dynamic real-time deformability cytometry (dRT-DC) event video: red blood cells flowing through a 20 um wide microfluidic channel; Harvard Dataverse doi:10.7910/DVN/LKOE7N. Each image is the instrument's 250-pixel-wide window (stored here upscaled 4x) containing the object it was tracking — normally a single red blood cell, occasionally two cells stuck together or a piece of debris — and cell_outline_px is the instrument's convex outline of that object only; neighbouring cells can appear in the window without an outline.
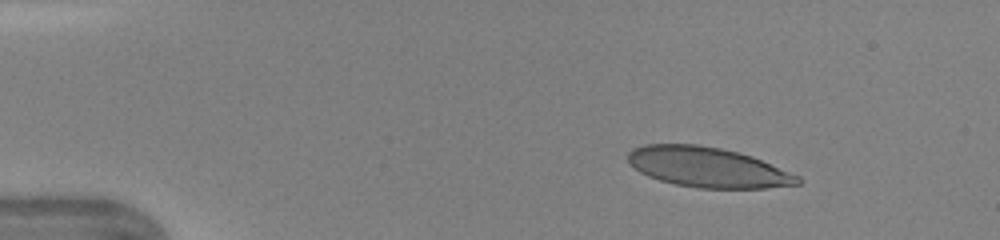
{"species": "human", "species_latin": "Homo sapiens", "temperature_condition": "warm", "stored_images_in_passage": 39, "camera_frame_rate_fps": 3000, "um_per_image_px": 0.085, "donor": {"sex": "female"}, "frame": {"image": 1, "passage_image": 2, "time_ms": 0.333, "image_size_px": [1000, 240], "cell_outline_px": [[800, 184], [764, 188], [696, 188], [676, 184], [660, 180], [648, 176], [640, 172], [628, 164], [628, 152], [632, 148], [644, 144], [696, 144], [720, 148], [752, 156], [800, 176]], "centroid_in_image_um": [60.12, 14.21], "position_along_channel_um": 24.9, "area_um2": 39.59}}
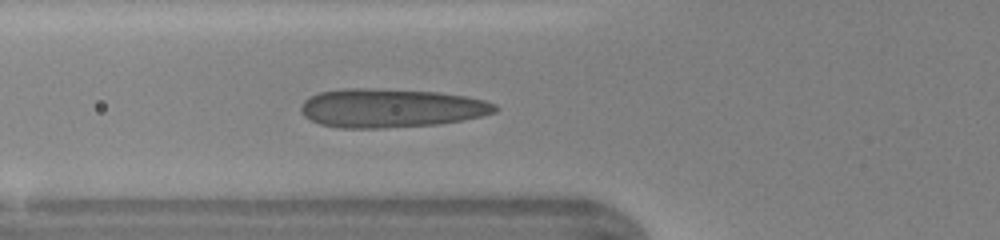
{"frame": {"image": 2, "passage_image": 12, "time_ms": 3.667, "image_size_px": [1000, 240], "cell_outline_px": [[500, 108], [496, 112], [480, 116], [460, 120], [436, 124], [384, 128], [340, 128], [320, 124], [304, 116], [300, 112], [300, 108], [304, 100], [308, 96], [320, 92], [340, 88], [372, 88], [436, 92], [464, 96], [484, 100], [496, 104]], "centroid_in_image_um": [33.18, 9.18], "position_along_channel_um": 92.6, "area_um2": 43.93}}
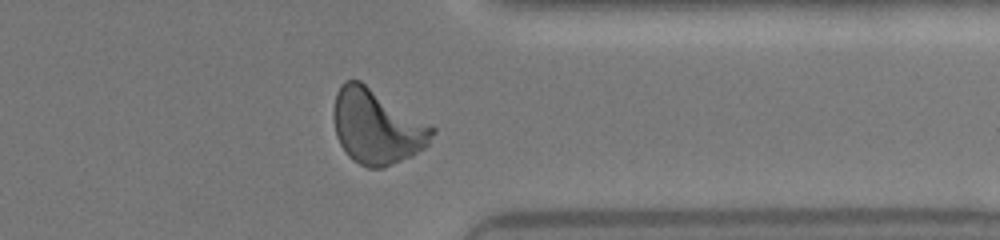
{"frame": {"image": 3, "passage_image": 31, "time_ms": 10.0, "image_size_px": [1000, 240], "cell_outline_px": [[436, 132], [428, 144], [424, 148], [412, 156], [384, 168], [368, 168], [352, 160], [348, 156], [340, 144], [336, 136], [332, 120], [332, 112], [336, 92], [340, 84], [344, 80], [360, 80], [432, 124], [436, 128]], "centroid_in_image_um": [32.02, 10.75], "position_along_channel_um": 379.4, "area_um2": 43.7}}